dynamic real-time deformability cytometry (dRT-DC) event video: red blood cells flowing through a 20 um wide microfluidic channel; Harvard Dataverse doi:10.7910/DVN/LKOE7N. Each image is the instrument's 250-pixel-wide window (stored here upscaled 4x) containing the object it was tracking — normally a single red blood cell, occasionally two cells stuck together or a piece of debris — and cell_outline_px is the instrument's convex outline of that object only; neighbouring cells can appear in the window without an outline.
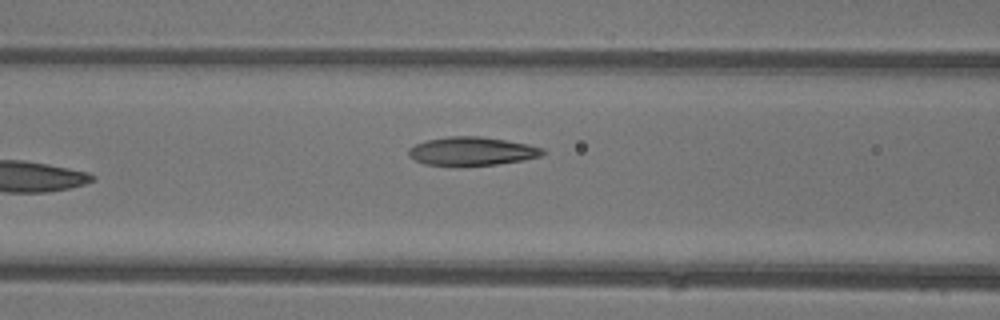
{"species": "common noctule bat (a hibernating species)", "species_latin": "Nyctalus noctula", "temperature_condition": "warm", "stored_images_in_passage": 6, "camera_frame_rate_fps": 3000, "um_per_image_px": 0.085, "animal": {"sex": "female"}, "frame": {"image": 1, "passage_image": 6, "time_ms": 6.0, "image_size_px": [1000, 320], "cell_outline_px": [[548, 152], [540, 156], [524, 160], [496, 164], [424, 164], [408, 156], [408, 148], [416, 144], [428, 140], [448, 136], [480, 136], [528, 144], [544, 148]], "centroid_in_image_um": [40.15, 12.83], "position_along_channel_um": 126.5, "area_um2": 21.85}}